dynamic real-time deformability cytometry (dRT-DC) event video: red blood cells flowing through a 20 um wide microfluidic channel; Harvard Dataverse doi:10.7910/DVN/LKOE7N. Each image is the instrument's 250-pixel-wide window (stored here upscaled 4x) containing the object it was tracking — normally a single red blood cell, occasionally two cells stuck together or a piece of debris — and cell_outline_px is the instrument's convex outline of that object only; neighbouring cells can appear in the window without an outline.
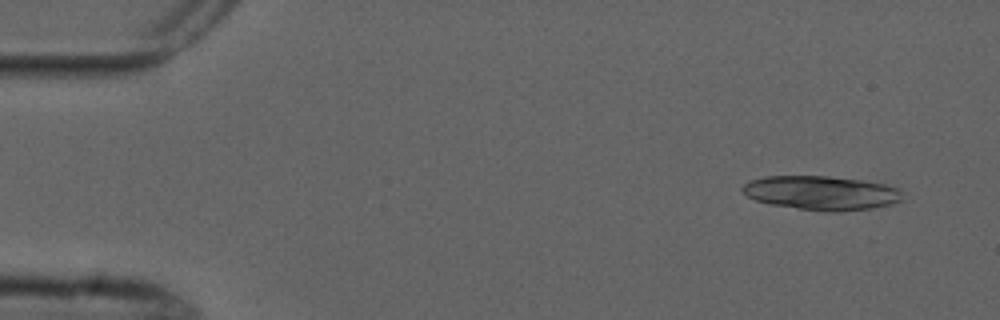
{"species": "common noctule bat (a hibernating species)", "species_latin": "Nyctalus noctula", "temperature_condition": "cold", "stored_images_in_passage": 5, "camera_frame_rate_fps": 3000, "um_per_image_px": 0.085, "animal": {"sex": "male", "forearm_length_mm": 52.5}, "frame": {"image": 1, "passage_image": 1, "time_ms": 0.0, "image_size_px": [1000, 320], "cell_outline_px": [[904, 200], [892, 204], [872, 208], [836, 212], [824, 212], [772, 204], [756, 200], [748, 196], [740, 188], [744, 184], [752, 180], [764, 176], [828, 176], [860, 180], [884, 184], [896, 188], [900, 192]], "centroid_in_image_um": [69.82, 16.4], "position_along_channel_um": 15.2, "area_um2": 31.62}}
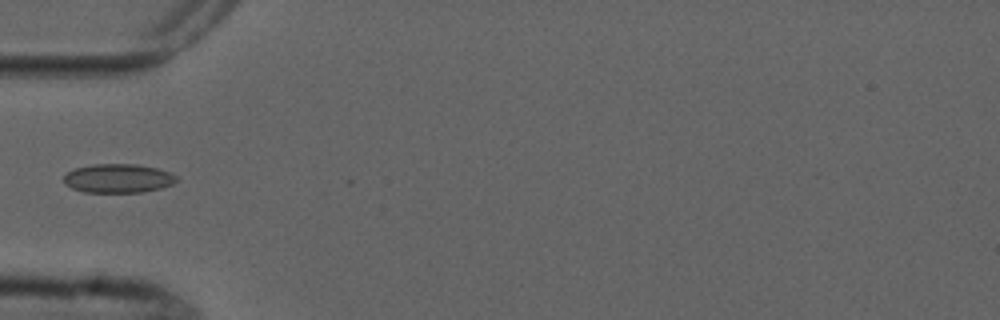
{"frame": {"image": 2, "passage_image": 5, "time_ms": 4.667, "image_size_px": [1000, 320], "cell_outline_px": [[176, 180], [172, 184], [160, 188], [140, 192], [84, 192], [72, 188], [64, 184], [64, 176], [68, 172], [76, 168], [92, 164], [136, 164], [156, 168], [172, 172], [176, 176]], "centroid_in_image_um": [10.03, 15.15], "position_along_channel_um": 75.0, "area_um2": 18.9}}